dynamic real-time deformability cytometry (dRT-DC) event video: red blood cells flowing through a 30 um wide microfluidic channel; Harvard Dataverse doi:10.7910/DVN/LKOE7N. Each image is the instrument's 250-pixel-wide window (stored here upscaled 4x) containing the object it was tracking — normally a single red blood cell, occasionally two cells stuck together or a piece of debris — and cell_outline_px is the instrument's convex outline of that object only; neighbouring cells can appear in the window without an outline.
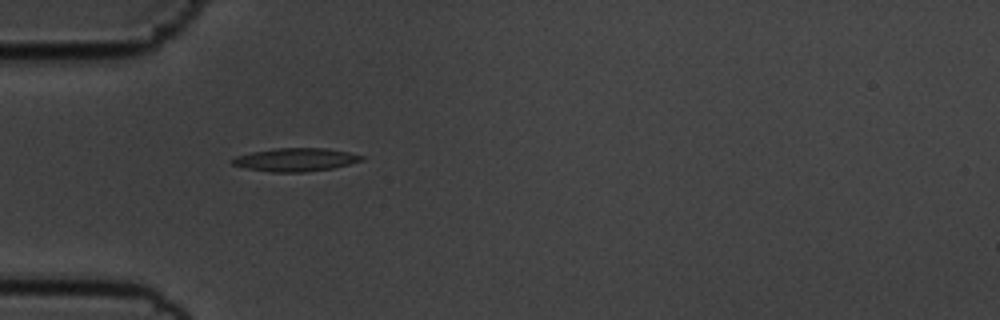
{"species": "common noctule bat (a hibernating species)", "species_latin": "Nyctalus noctula", "temperature_condition": "cold", "stored_images_in_passage": 40, "camera_frame_rate_fps": 3000, "um_per_image_px": 0.085, "animal": {"sex": "male", "body_mass_g": 19.5, "forearm_length_mm": 54.6}, "frame": {"image": 1, "passage_image": 1, "time_ms": 0.0, "image_size_px": [1000, 320], "cell_outline_px": [[364, 160], [332, 168], [304, 172], [272, 172], [248, 168], [232, 164], [228, 160], [236, 156], [252, 152], [276, 148], [328, 148], [348, 152], [364, 156]], "centroid_in_image_um": [25.12, 13.56], "position_along_channel_um": 59.9, "area_um2": 17.4}}
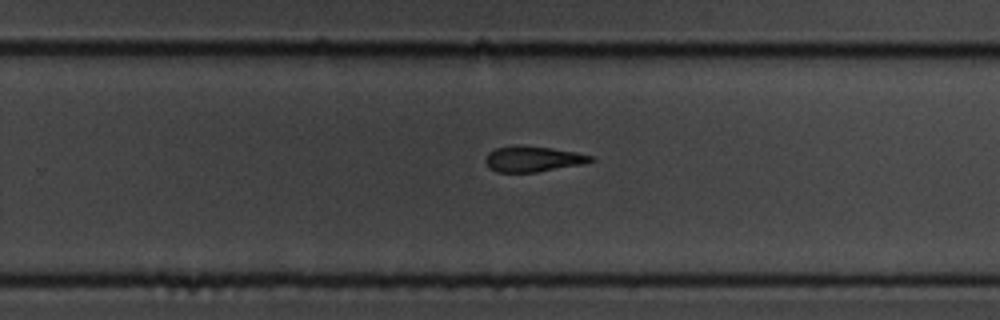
{"frame": {"image": 2, "passage_image": 20, "time_ms": 6.333, "image_size_px": [1000, 320], "cell_outline_px": [[596, 160], [584, 164], [536, 172], [496, 172], [488, 168], [484, 160], [488, 152], [496, 148], [516, 144], [520, 144], [552, 148], [576, 152], [592, 156]], "centroid_in_image_um": [45.27, 13.5], "position_along_channel_um": 284.5, "area_um2": 16.01}}
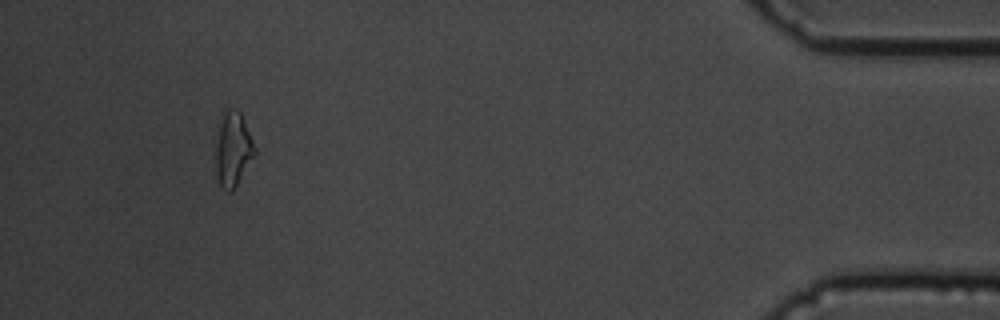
{"frame": {"image": 3, "passage_image": 36, "time_ms": 11.667, "image_size_px": [1000, 320], "cell_outline_px": [[256, 156], [232, 192], [228, 192], [220, 184], [216, 172], [216, 144], [224, 112], [228, 108], [236, 108], [240, 112], [244, 120], [256, 148]], "centroid_in_image_um": [19.85, 12.72], "position_along_channel_um": 415.4, "area_um2": 16.76}, "authors_computed_cell_mechanics": {"area_um2": 16.2418, "velocity_mm_per_s": 3.6136, "shape_relaxation_time_tau1_ms": 3.8123, "shape_relaxation_time_tau2_ms": 5.2539, "deformation_change_tau1": 0.1568, "deformation_change_tau2": 0.1466}}